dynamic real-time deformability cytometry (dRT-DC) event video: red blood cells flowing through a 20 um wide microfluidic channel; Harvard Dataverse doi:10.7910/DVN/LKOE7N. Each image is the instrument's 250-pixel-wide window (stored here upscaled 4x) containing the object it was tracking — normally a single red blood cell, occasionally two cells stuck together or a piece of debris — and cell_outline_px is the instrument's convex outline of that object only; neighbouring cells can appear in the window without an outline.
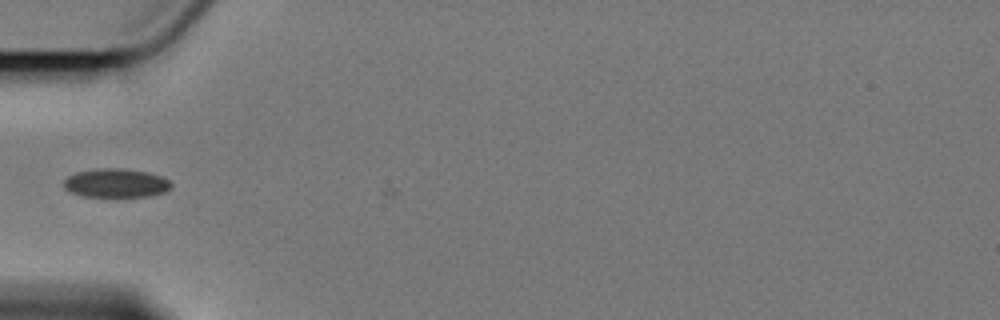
{"species": "Egyptian fruit bat (a non-hibernating species)", "species_latin": "Rousettus aegyptiacus", "temperature_condition": "cold", "stored_images_in_passage": 2, "camera_frame_rate_fps": 3000, "um_per_image_px": 0.085, "animal": {"sex": "female"}, "frame": {"image": 1, "passage_image": 1, "time_ms": 0.0, "image_size_px": [1000, 320], "cell_outline_px": [[172, 188], [164, 192], [152, 196], [80, 196], [64, 188], [64, 180], [68, 176], [76, 172], [96, 168], [120, 168], [148, 172], [164, 176], [172, 184]], "centroid_in_image_um": [9.88, 15.55], "position_along_channel_um": 75.1, "area_um2": 18.15}}